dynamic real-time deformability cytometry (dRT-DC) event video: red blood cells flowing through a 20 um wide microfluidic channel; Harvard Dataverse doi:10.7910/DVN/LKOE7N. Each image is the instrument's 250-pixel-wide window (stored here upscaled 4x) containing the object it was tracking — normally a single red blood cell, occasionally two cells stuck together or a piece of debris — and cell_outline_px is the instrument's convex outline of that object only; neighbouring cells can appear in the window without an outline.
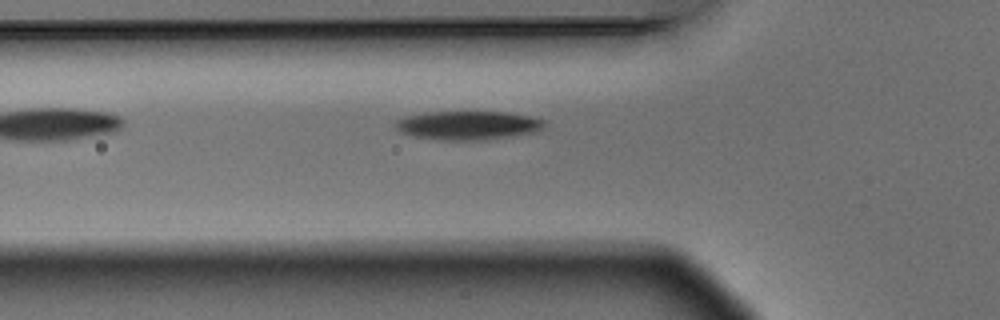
{"species": "Egyptian fruit bat (a non-hibernating species)", "species_latin": "Rousettus aegyptiacus", "temperature_condition": "warm", "stored_images_in_passage": 5, "camera_frame_rate_fps": 3000, "um_per_image_px": 0.085, "animal": {"sex": "male"}, "frame": {"image": 1, "passage_image": 5, "time_ms": 1.333, "image_size_px": [1000, 320], "cell_outline_px": [[544, 124], [540, 132], [488, 140], [444, 140], [412, 136], [400, 132], [396, 128], [396, 120], [408, 116], [428, 112], [504, 112], [528, 116], [544, 120]], "centroid_in_image_um": [39.81, 10.67], "position_along_channel_um": 86.0, "area_um2": 24.97}}